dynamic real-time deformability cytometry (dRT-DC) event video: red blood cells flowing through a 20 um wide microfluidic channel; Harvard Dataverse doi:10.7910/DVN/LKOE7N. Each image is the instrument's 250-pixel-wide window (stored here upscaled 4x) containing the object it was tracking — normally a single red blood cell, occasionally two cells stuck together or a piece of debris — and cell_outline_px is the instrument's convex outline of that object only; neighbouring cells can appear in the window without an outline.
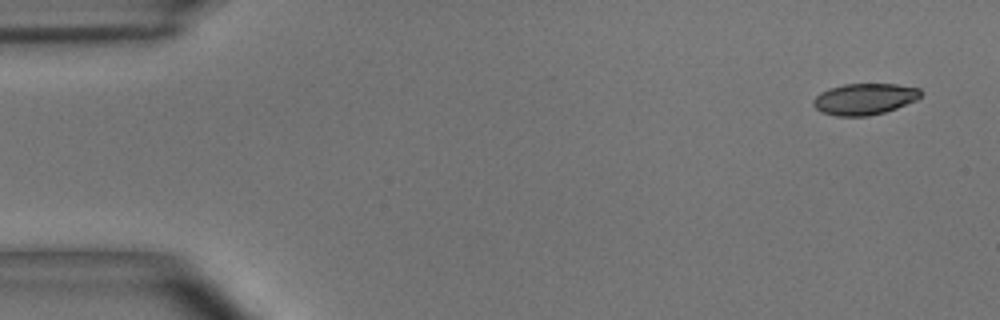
{"species": "common noctule bat (a hibernating species)", "species_latin": "Nyctalus noctula", "temperature_condition": "room temperature", "stored_images_in_passage": 4, "camera_frame_rate_fps": 3000, "um_per_image_px": 0.085, "animal": {"sex": "male", "body_mass_g": 15.6}, "frame": {"image": 1, "passage_image": 1, "time_ms": 0.0, "image_size_px": [1000, 320], "cell_outline_px": [[924, 92], [916, 100], [896, 108], [884, 112], [868, 116], [836, 116], [820, 112], [812, 104], [812, 100], [820, 92], [828, 88], [844, 84], [896, 84], [920, 88]], "centroid_in_image_um": [73.47, 8.41], "position_along_channel_um": 11.5, "area_um2": 19.77}}
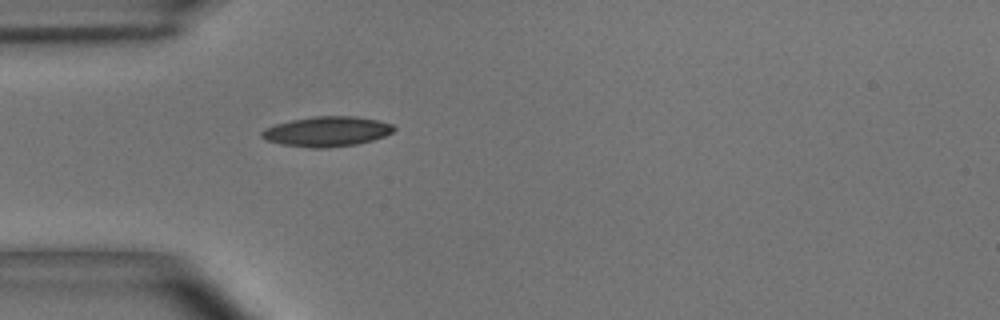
{"frame": {"image": 2, "passage_image": 4, "time_ms": 1.0, "image_size_px": [1000, 320], "cell_outline_px": [[396, 128], [392, 132], [384, 136], [372, 140], [356, 144], [328, 148], [312, 148], [280, 144], [264, 140], [260, 136], [260, 132], [264, 128], [276, 124], [292, 120], [316, 116], [356, 116], [376, 120], [392, 124]], "centroid_in_image_um": [27.75, 11.18], "position_along_channel_um": 57.3, "area_um2": 23.12}}